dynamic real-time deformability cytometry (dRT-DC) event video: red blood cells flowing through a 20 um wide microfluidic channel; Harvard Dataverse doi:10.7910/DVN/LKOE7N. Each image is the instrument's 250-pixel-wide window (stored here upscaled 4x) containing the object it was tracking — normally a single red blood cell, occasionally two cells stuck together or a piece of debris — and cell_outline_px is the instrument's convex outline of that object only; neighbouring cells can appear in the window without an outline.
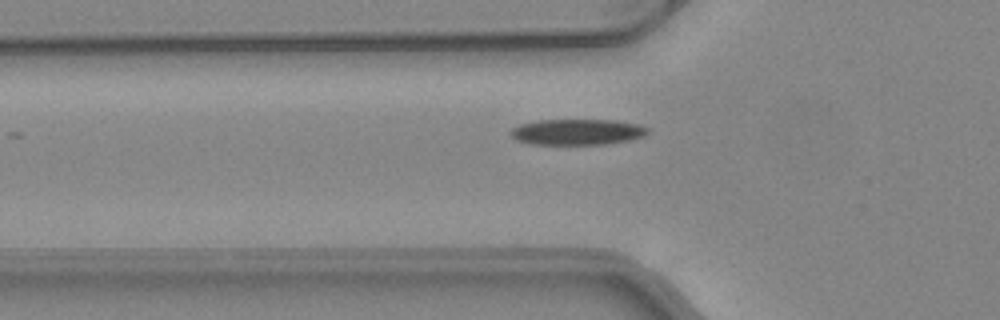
{"species": "common noctule bat (a hibernating species)", "species_latin": "Nyctalus noctula", "temperature_condition": "warm", "stored_images_in_passage": 27, "camera_frame_rate_fps": 3000, "um_per_image_px": 0.085, "animal": {"sex": "female", "body_mass_g": 24.6, "forearm_length_mm": 56.2}, "frame": {"image": 1, "passage_image": 3, "time_ms": 0.667, "image_size_px": [1000, 320], "cell_outline_px": [[648, 132], [644, 136], [632, 140], [608, 144], [532, 144], [516, 140], [512, 136], [512, 128], [520, 124], [536, 120], [616, 120], [640, 124], [648, 128]], "centroid_in_image_um": [49.11, 11.21], "position_along_channel_um": 76.7, "area_um2": 20.75}}
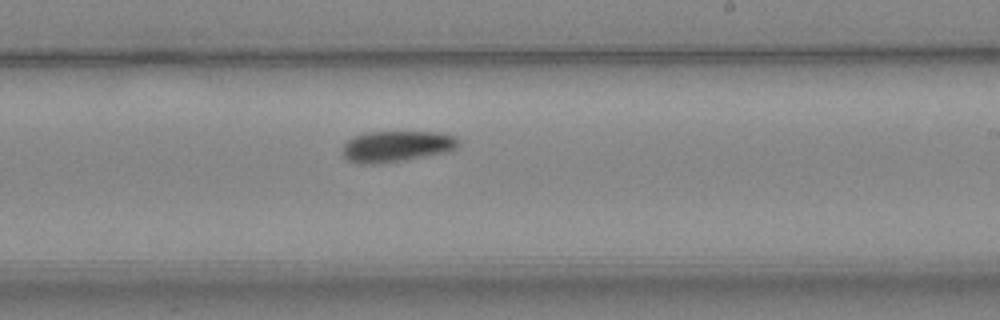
{"frame": {"image": 2, "passage_image": 16, "time_ms": 5.0, "image_size_px": [1000, 320], "cell_outline_px": [[460, 144], [456, 148], [448, 152], [404, 160], [380, 164], [356, 164], [348, 160], [340, 152], [344, 144], [348, 140], [364, 132], [440, 132], [456, 136], [460, 140]], "centroid_in_image_um": [33.71, 12.44], "position_along_channel_um": 255.3, "area_um2": 21.33}}
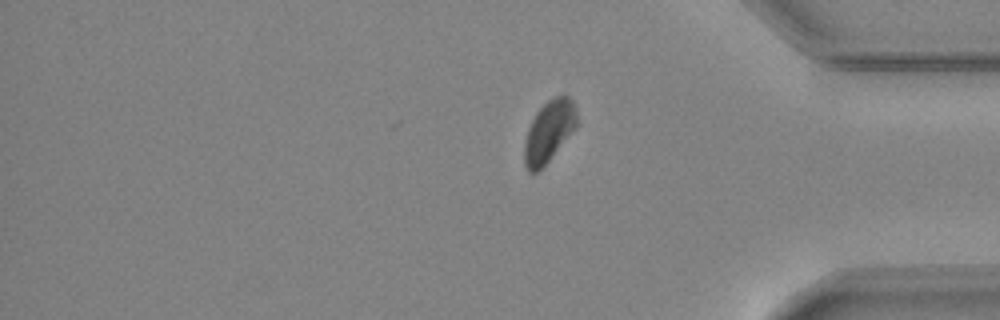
{"frame": {"image": 3, "passage_image": 27, "time_ms": 8.667, "image_size_px": [1000, 320], "cell_outline_px": [[576, 128], [548, 160], [536, 172], [528, 172], [524, 164], [524, 144], [528, 128], [536, 112], [548, 100], [564, 92], [572, 100], [576, 108]], "centroid_in_image_um": [46.66, 11.13], "position_along_channel_um": 388.5, "area_um2": 18.61}, "authors_computed_cell_mechanics": {"area_um2": 20.8658, "velocity_mm_per_s": 4.1094, "shape_relaxation_time_tau1_ms": 3.4619, "shape_relaxation_time_tau2_ms": null, "deformation_change_tau1": 0.1207, "deformation_change_tau2": null}}